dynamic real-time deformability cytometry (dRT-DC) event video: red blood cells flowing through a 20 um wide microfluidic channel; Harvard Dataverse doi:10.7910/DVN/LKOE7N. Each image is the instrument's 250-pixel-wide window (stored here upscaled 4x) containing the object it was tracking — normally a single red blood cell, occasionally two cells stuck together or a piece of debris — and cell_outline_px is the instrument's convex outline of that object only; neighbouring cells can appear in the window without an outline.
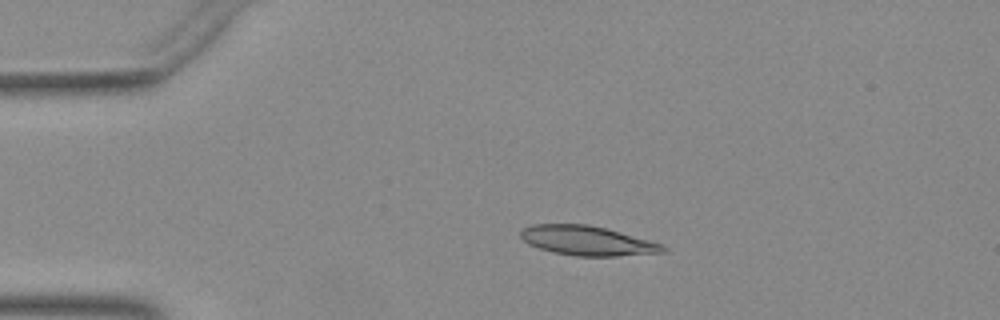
{"species": "Egyptian fruit bat (a non-hibernating species)", "species_latin": "Rousettus aegyptiacus", "temperature_condition": "warm", "stored_images_in_passage": 41, "camera_frame_rate_fps": 3000, "um_per_image_px": 0.085, "animal": {"sex": "female"}, "frame": {"image": 1, "passage_image": 1, "time_ms": 0.0, "image_size_px": [1000, 320], "cell_outline_px": [[668, 248], [664, 252], [616, 256], [576, 256], [552, 252], [528, 244], [520, 236], [520, 232], [524, 228], [532, 224], [588, 224], [604, 228], [664, 244]], "centroid_in_image_um": [49.91, 20.46], "position_along_channel_um": 35.1, "area_um2": 24.33}}
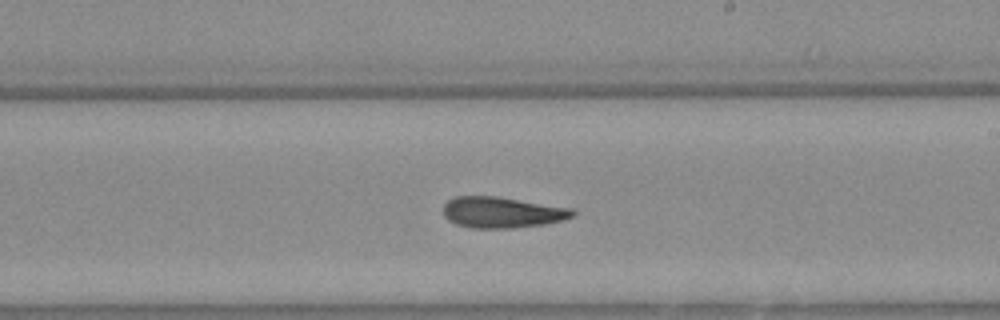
{"frame": {"image": 2, "passage_image": 20, "time_ms": 6.333, "image_size_px": [1000, 320], "cell_outline_px": [[576, 212], [572, 216], [564, 220], [544, 224], [512, 228], [472, 228], [456, 224], [448, 220], [444, 216], [444, 204], [448, 200], [456, 196], [500, 196], [572, 208]], "centroid_in_image_um": [42.68, 18.04], "position_along_channel_um": 246.3, "area_um2": 23.52}}
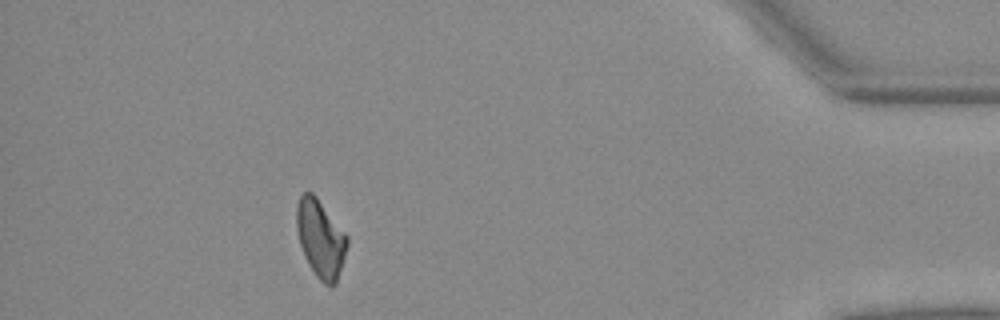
{"frame": {"image": 3, "passage_image": 36, "time_ms": 11.667, "image_size_px": [1000, 320], "cell_outline_px": [[348, 244], [336, 284], [332, 288], [324, 284], [316, 276], [308, 264], [304, 256], [300, 244], [296, 228], [296, 208], [300, 196], [304, 192], [312, 192], [316, 196], [348, 236]], "centroid_in_image_um": [27.24, 20.3], "position_along_channel_um": 408.0, "area_um2": 22.95}}